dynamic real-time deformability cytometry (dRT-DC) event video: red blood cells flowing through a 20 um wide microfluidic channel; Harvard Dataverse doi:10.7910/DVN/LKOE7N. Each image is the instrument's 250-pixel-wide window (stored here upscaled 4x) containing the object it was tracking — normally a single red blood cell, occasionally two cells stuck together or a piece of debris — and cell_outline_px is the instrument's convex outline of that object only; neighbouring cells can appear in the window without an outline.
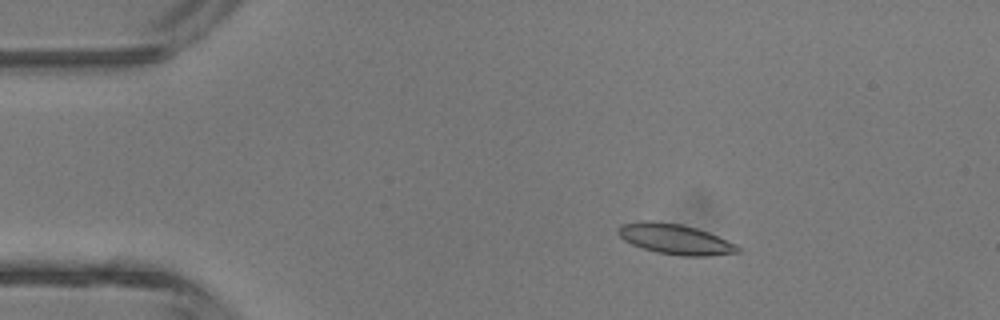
{"species": "common noctule bat (a hibernating species)", "species_latin": "Nyctalus noctula", "temperature_condition": "room temperature", "stored_images_in_passage": 6, "camera_frame_rate_fps": 3000, "um_per_image_px": 0.085, "animal": {"sex": "male", "body_mass_g": 13.3}, "frame": {"image": 1, "passage_image": 3, "time_ms": 2.333, "image_size_px": [1000, 320], "cell_outline_px": [[740, 252], [712, 256], [680, 256], [656, 252], [632, 244], [624, 240], [616, 232], [616, 228], [620, 224], [644, 220], [652, 220], [680, 224], [696, 228], [708, 232], [736, 244], [740, 248]], "centroid_in_image_um": [57.36, 20.32], "position_along_channel_um": 27.6, "area_um2": 21.27}}
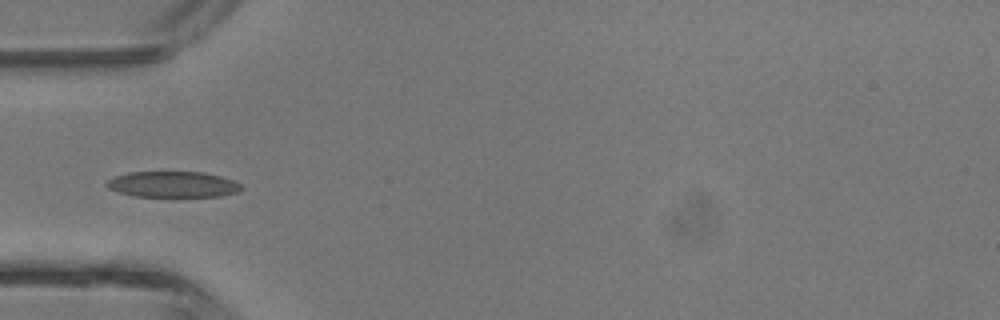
{"frame": {"image": 2, "passage_image": 5, "time_ms": 4.667, "image_size_px": [1000, 320], "cell_outline_px": [[244, 188], [236, 192], [220, 196], [176, 200], [132, 196], [108, 188], [104, 184], [112, 176], [128, 172], [204, 172], [220, 176], [232, 180], [240, 184]], "centroid_in_image_um": [14.67, 15.73], "position_along_channel_um": 70.3, "area_um2": 21.56}}
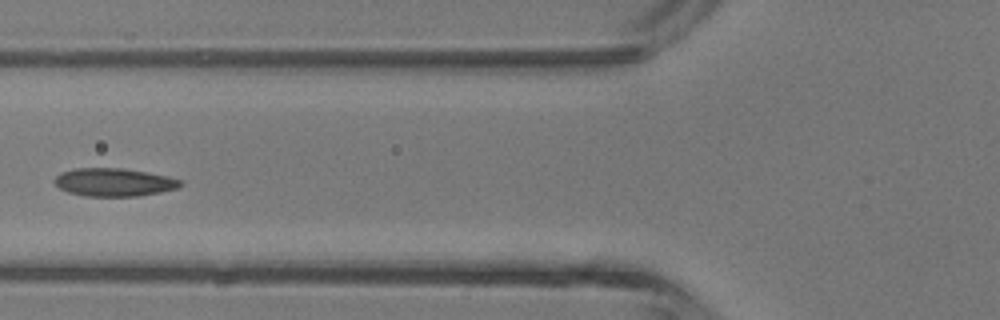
{"frame": {"image": 3, "passage_image": 6, "time_ms": 5.667, "image_size_px": [1000, 320], "cell_outline_px": [[184, 184], [176, 188], [160, 192], [140, 196], [84, 196], [68, 192], [60, 188], [52, 180], [60, 172], [76, 168], [120, 168], [148, 172], [168, 176], [180, 180]], "centroid_in_image_um": [9.67, 15.49], "position_along_channel_um": 116.1, "area_um2": 20.63}}